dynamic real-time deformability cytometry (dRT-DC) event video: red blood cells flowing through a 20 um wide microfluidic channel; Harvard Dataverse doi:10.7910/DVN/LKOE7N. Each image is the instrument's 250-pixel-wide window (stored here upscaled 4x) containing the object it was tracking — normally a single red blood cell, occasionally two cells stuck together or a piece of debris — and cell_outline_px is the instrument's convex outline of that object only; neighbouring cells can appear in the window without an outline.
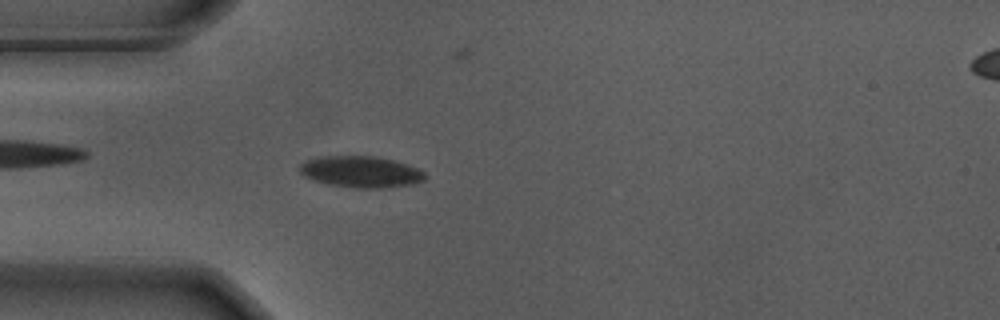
{"species": "Egyptian fruit bat (a non-hibernating species)", "species_latin": "Rousettus aegyptiacus", "temperature_condition": "warm", "stored_images_in_passage": 53, "camera_frame_rate_fps": 3000, "um_per_image_px": 0.085, "animal": {"sex": "male"}, "frame": {"image": 1, "passage_image": 12, "time_ms": 3.667, "image_size_px": [1000, 320], "cell_outline_px": [[428, 176], [424, 180], [412, 184], [384, 188], [356, 188], [328, 184], [312, 180], [304, 176], [300, 172], [300, 164], [304, 160], [320, 156], [372, 156], [392, 160], [416, 168], [424, 172]], "centroid_in_image_um": [30.64, 14.61], "position_along_channel_um": 54.4, "area_um2": 22.89}}
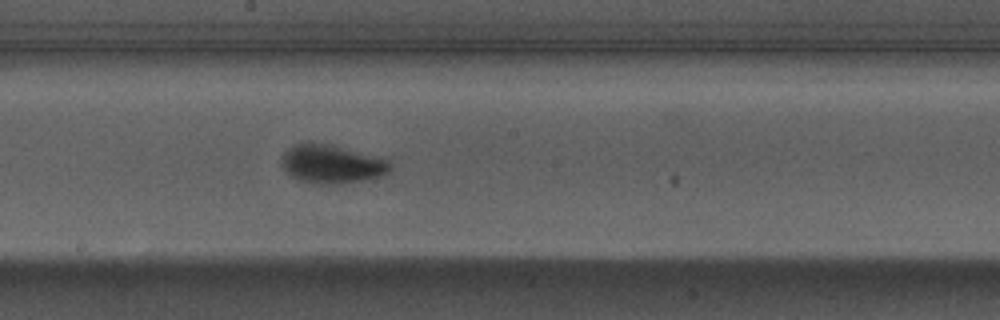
{"frame": {"image": 2, "passage_image": 26, "time_ms": 8.333, "image_size_px": [1000, 320], "cell_outline_px": [[392, 168], [388, 172], [380, 176], [340, 184], [320, 184], [296, 180], [284, 168], [284, 152], [288, 148], [296, 144], [308, 140], [388, 160], [392, 164]], "centroid_in_image_um": [28.17, 13.95], "position_along_channel_um": 220.0, "area_um2": 23.76}}
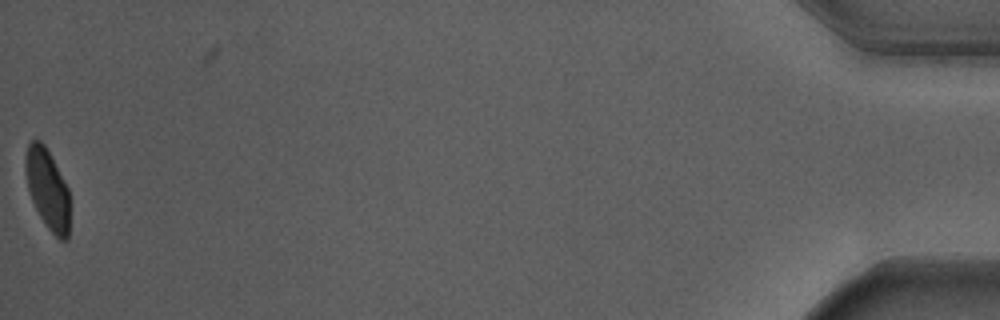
{"frame": {"image": 3, "passage_image": 52, "time_ms": 17.0, "image_size_px": [1000, 320], "cell_outline_px": [[68, 240], [60, 240], [48, 228], [40, 216], [32, 200], [28, 188], [24, 172], [24, 160], [28, 144], [32, 140], [40, 140], [44, 144], [68, 188]], "centroid_in_image_um": [4.0, 16.04], "position_along_channel_um": 431.2, "area_um2": 20.35}, "authors_computed_cell_mechanics": {"area_um2": 22.3108, "velocity_mm_per_s": 3.6702, "shape_relaxation_time_tau1_ms": 2.8609, "shape_relaxation_time_tau2_ms": null, "deformation_change_tau1": 0.1481, "deformation_change_tau2": null}}